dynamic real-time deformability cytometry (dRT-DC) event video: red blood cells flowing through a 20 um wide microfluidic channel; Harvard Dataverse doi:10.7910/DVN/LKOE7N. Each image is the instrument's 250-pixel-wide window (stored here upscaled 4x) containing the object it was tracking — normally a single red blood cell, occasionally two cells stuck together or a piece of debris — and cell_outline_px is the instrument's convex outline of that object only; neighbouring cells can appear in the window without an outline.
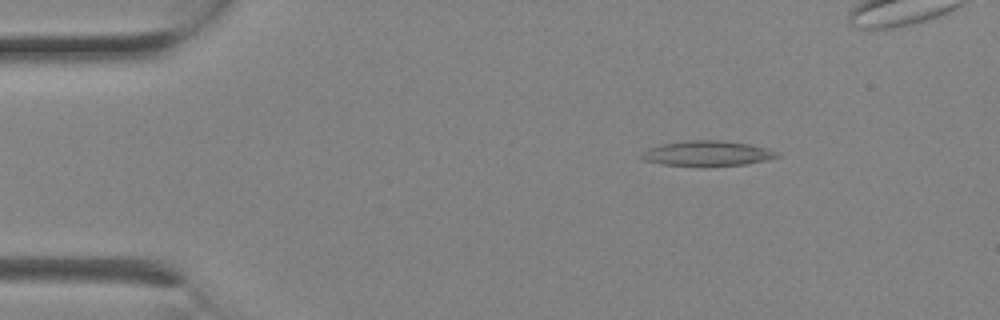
{"species": "Egyptian fruit bat (a non-hibernating species)", "species_latin": "Rousettus aegyptiacus", "temperature_condition": "room temperature", "stored_images_in_passage": 8, "camera_frame_rate_fps": 3000, "um_per_image_px": 0.085, "animal": {"sex": "female"}, "frame": {"image": 1, "passage_image": 4, "time_ms": 1.0, "image_size_px": [1000, 320], "cell_outline_px": [[780, 156], [764, 160], [744, 164], [704, 168], [660, 164], [644, 160], [640, 156], [648, 148], [660, 144], [688, 140], [724, 140], [748, 144], [780, 152]], "centroid_in_image_um": [60.08, 13.06], "position_along_channel_um": 24.9, "area_um2": 20.29}}